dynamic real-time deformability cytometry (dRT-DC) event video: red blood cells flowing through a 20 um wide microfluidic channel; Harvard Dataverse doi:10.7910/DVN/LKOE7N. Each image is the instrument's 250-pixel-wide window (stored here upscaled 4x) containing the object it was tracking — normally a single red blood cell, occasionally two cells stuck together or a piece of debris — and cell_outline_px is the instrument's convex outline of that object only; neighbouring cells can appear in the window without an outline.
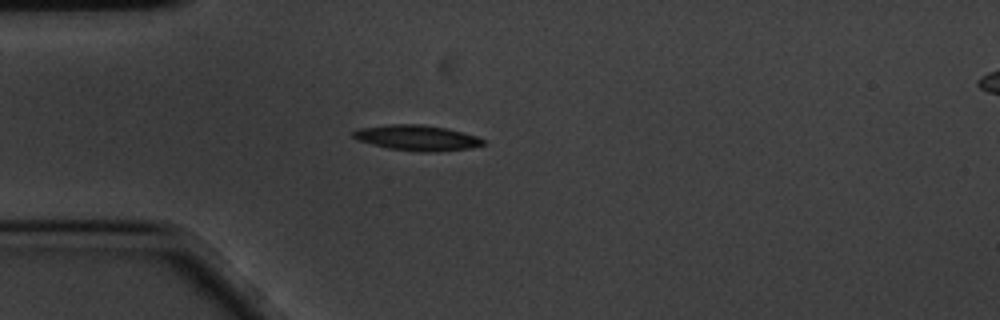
{"species": "common noctule bat (a hibernating species)", "species_latin": "Nyctalus noctula", "temperature_condition": "cold", "stored_images_in_passage": 40, "camera_frame_rate_fps": 3000, "um_per_image_px": 0.085, "animal": {"sex": "male", "body_mass_g": 20.1, "forearm_length_mm": 53.5}, "frame": {"image": 1, "passage_image": 1, "time_ms": 0.0, "image_size_px": [1000, 320], "cell_outline_px": [[484, 144], [468, 148], [428, 152], [420, 152], [388, 148], [356, 140], [352, 136], [352, 132], [360, 128], [392, 124], [424, 124], [464, 132], [476, 136], [484, 140]], "centroid_in_image_um": [35.41, 11.71], "position_along_channel_um": 49.6, "area_um2": 19.07}}
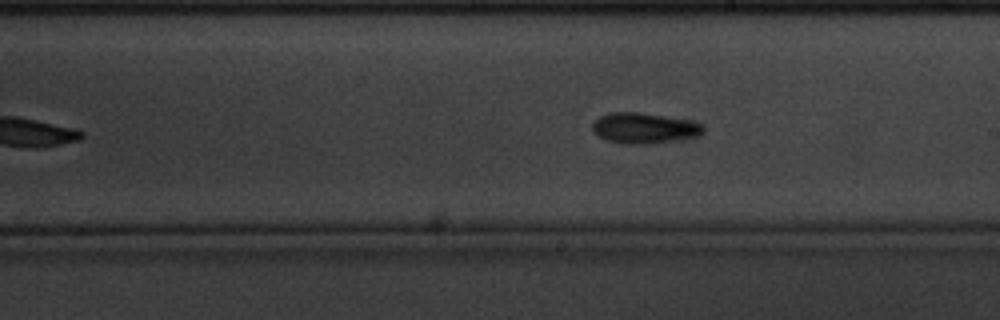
{"frame": {"image": 2, "passage_image": 18, "time_ms": 5.667, "image_size_px": [1000, 320], "cell_outline_px": [[704, 132], [696, 136], [652, 144], [628, 144], [608, 140], [600, 136], [592, 128], [592, 124], [600, 116], [612, 112], [640, 112], [684, 120], [704, 124]], "centroid_in_image_um": [54.76, 10.89], "position_along_channel_um": 234.2, "area_um2": 19.36}}
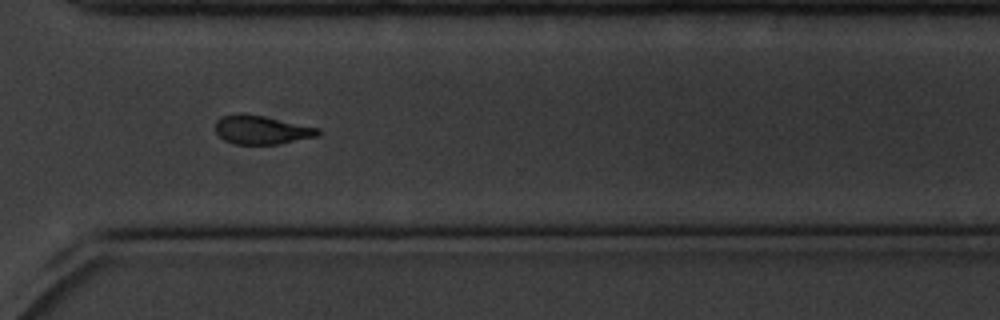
{"frame": {"image": 3, "passage_image": 28, "time_ms": 9.0, "image_size_px": [1000, 320], "cell_outline_px": [[320, 136], [276, 144], [236, 144], [224, 140], [216, 132], [216, 120], [224, 116], [236, 112], [260, 116], [320, 128]], "centroid_in_image_um": [22.23, 11.04], "position_along_channel_um": 348.4, "area_um2": 16.94}, "authors_computed_cell_mechanics": {"area_um2": 17.6868, "velocity_mm_per_s": 3.4388, "shape_relaxation_time_tau1_ms": 2.9494, "shape_relaxation_time_tau2_ms": null, "deformation_change_tau1": 0.1318, "deformation_change_tau2": null}}